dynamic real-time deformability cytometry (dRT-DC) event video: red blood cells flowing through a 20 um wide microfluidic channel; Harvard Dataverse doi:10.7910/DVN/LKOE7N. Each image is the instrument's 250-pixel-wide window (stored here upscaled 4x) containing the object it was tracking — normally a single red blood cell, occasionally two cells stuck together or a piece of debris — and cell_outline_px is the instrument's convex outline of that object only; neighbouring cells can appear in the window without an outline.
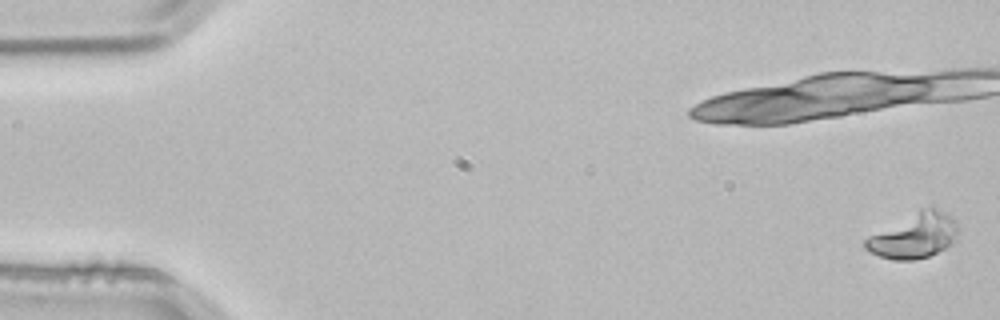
{"species": "common noctule bat (a hibernating species)", "species_latin": "Nyctalus noctula", "temperature_condition": "room temperature", "stored_images_in_passage": 4, "camera_frame_rate_fps": 3000, "um_per_image_px": 0.085, "animal": {"sex": "male", "body_mass_g": 21.5, "forearm_length_mm": 52.0}, "frame": {"image": 1, "passage_image": 1, "time_ms": 0.0, "image_size_px": [1000, 320], "cell_outline_px": [[956, 232], [952, 244], [928, 256], [912, 260], [892, 260], [868, 252], [864, 248], [864, 240], [868, 236], [920, 208], [940, 208], [956, 224]], "centroid_in_image_um": [77.63, 20.04], "position_along_channel_um": 7.4, "area_um2": 23.93}}